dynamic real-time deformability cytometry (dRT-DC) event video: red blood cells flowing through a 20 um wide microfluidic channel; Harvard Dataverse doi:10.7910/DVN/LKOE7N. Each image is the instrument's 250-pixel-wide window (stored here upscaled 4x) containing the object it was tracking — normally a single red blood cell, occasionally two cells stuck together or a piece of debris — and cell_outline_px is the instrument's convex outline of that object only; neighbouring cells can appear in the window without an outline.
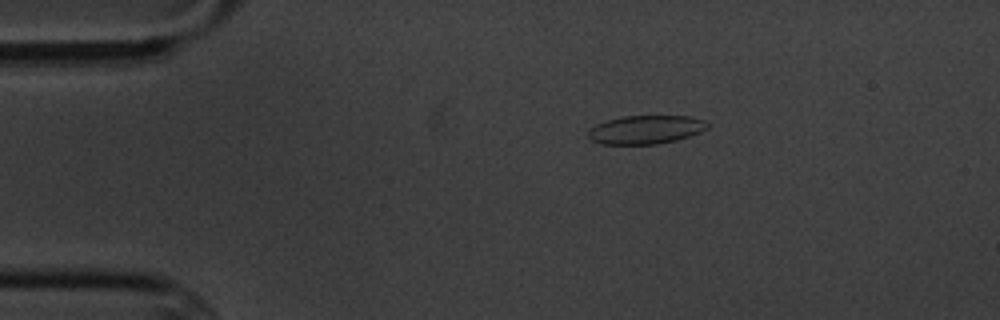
{"species": "common noctule bat (a hibernating species)", "species_latin": "Nyctalus noctula", "temperature_condition": "cold", "stored_images_in_passage": 3, "camera_frame_rate_fps": 3000, "um_per_image_px": 0.085, "animal": {"sex": "male", "body_mass_g": 20.1, "forearm_length_mm": 53.5}, "frame": {"image": 1, "passage_image": 1, "time_ms": 0.0, "image_size_px": [1000, 320], "cell_outline_px": [[708, 128], [700, 132], [676, 140], [656, 144], [600, 144], [592, 140], [588, 136], [588, 132], [596, 124], [608, 120], [624, 116], [688, 116], [704, 120], [708, 124]], "centroid_in_image_um": [54.89, 11.02], "position_along_channel_um": 30.1, "area_um2": 19.65}}